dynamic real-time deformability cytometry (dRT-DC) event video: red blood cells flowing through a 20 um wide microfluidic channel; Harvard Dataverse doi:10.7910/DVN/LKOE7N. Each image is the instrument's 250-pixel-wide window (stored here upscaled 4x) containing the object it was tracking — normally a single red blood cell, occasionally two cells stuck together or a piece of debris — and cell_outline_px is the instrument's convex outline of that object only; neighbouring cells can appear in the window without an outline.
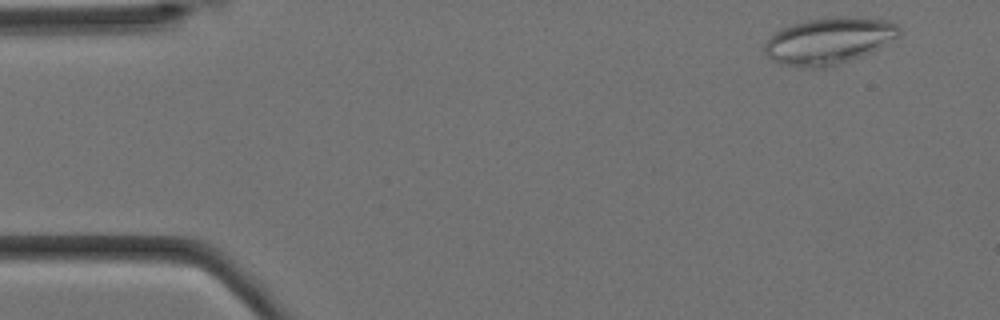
{"species": "Egyptian fruit bat (a non-hibernating species)", "species_latin": "Rousettus aegyptiacus", "temperature_condition": "cold", "stored_images_in_passage": 7, "camera_frame_rate_fps": 3000, "um_per_image_px": 0.085, "animal": {"sex": "female"}, "frame": {"image": 1, "passage_image": 1, "time_ms": 0.0, "image_size_px": [1000, 320], "cell_outline_px": [[900, 32], [896, 36], [872, 52], [824, 68], [804, 68], [780, 64], [772, 60], [764, 52], [764, 44], [780, 28], [792, 24], [808, 20], [836, 16], [848, 16], [884, 20], [896, 24], [900, 28]], "centroid_in_image_um": [70.4, 3.47], "position_along_channel_um": 14.6, "area_um2": 36.18}}
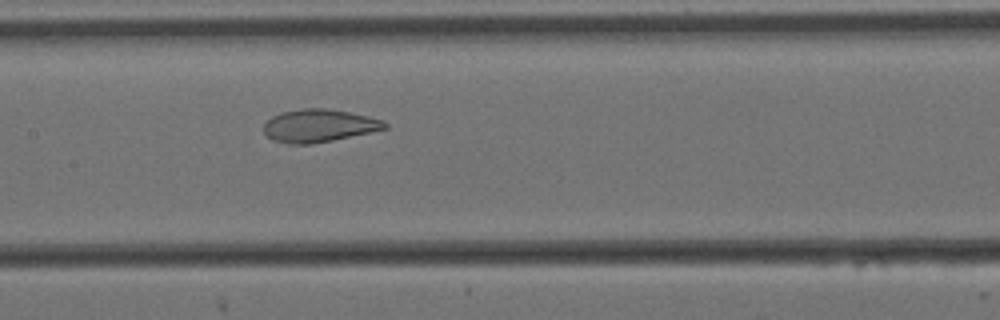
{"frame": {"image": 2, "passage_image": 7, "time_ms": 2.0, "image_size_px": [1000, 320], "cell_outline_px": [[388, 128], [332, 140], [312, 144], [288, 144], [272, 140], [264, 136], [264, 124], [272, 116], [280, 112], [304, 108], [324, 108], [348, 112], [368, 116], [384, 120], [388, 124]], "centroid_in_image_um": [27.07, 10.68], "position_along_channel_um": 180.3, "area_um2": 23.18}}